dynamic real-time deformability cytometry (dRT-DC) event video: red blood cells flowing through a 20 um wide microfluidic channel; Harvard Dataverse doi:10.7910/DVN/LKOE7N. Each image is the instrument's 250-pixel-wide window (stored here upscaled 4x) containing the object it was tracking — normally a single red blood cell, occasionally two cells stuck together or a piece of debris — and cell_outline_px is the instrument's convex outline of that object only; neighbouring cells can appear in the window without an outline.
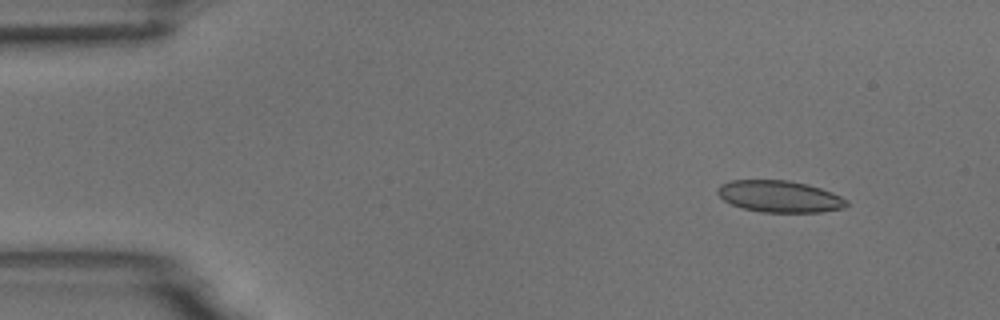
{"species": "common noctule bat (a hibernating species)", "species_latin": "Nyctalus noctula", "temperature_condition": "room temperature", "stored_images_in_passage": 6, "camera_frame_rate_fps": 3000, "um_per_image_px": 0.085, "animal": {"sex": "male", "body_mass_g": 18.8}, "frame": {"image": 1, "passage_image": 2, "time_ms": 0.333, "image_size_px": [1000, 320], "cell_outline_px": [[848, 204], [844, 208], [820, 212], [764, 212], [744, 208], [732, 204], [724, 200], [716, 192], [716, 188], [720, 184], [732, 180], [788, 180], [808, 184], [832, 192], [848, 200]], "centroid_in_image_um": [66.27, 16.69], "position_along_channel_um": 18.7, "area_um2": 23.81}}
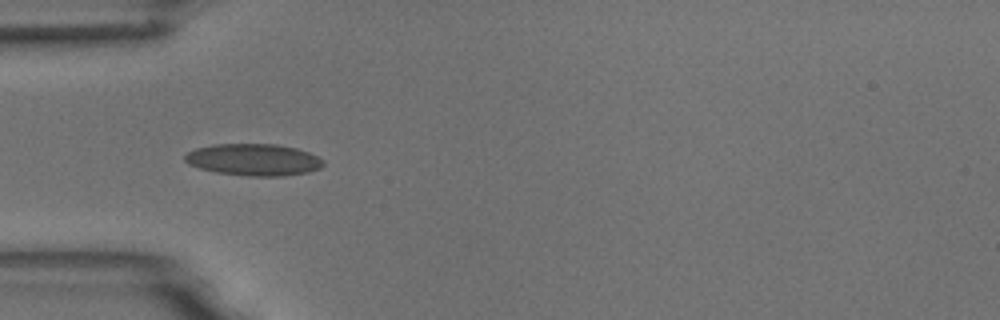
{"frame": {"image": 2, "passage_image": 5, "time_ms": 1.333, "image_size_px": [1000, 320], "cell_outline_px": [[324, 164], [320, 168], [308, 172], [284, 176], [248, 176], [216, 172], [200, 168], [188, 164], [184, 160], [184, 156], [188, 152], [196, 148], [216, 144], [276, 144], [296, 148], [308, 152], [324, 160]], "centroid_in_image_um": [21.56, 13.58], "position_along_channel_um": 63.4, "area_um2": 25.66}}